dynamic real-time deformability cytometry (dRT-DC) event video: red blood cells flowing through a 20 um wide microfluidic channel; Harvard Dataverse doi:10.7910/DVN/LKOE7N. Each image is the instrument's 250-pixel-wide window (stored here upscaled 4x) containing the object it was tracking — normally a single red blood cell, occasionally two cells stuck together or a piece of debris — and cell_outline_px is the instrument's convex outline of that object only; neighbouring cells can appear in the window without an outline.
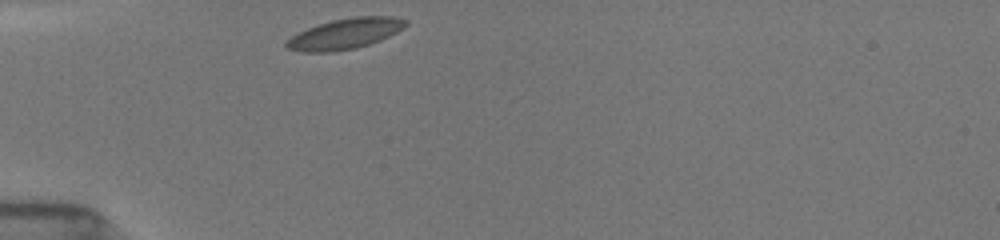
{"species": "common noctule bat (a hibernating species)", "species_latin": "Nyctalus noctula", "temperature_condition": "room temperature", "stored_images_in_passage": 30, "camera_frame_rate_fps": 3000, "um_per_image_px": 0.085, "animal": {"sex": "female", "body_mass_g": 19.5, "forearm_length_mm": 54.1}, "frame": {"image": 1, "passage_image": 1, "time_ms": 0.0, "image_size_px": [1000, 240], "cell_outline_px": [[408, 24], [404, 28], [380, 40], [356, 48], [332, 52], [300, 52], [288, 48], [284, 44], [292, 36], [308, 28], [332, 20], [352, 16], [392, 16], [408, 20]], "centroid_in_image_um": [29.36, 2.86], "position_along_channel_um": 55.6, "area_um2": 21.15}}
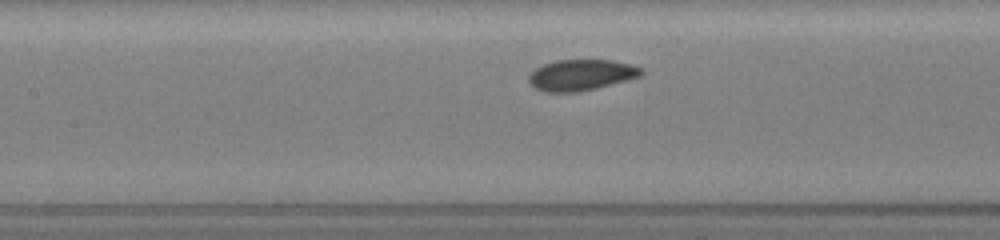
{"frame": {"image": 2, "passage_image": 10, "time_ms": 3.0, "image_size_px": [1000, 240], "cell_outline_px": [[644, 72], [640, 76], [628, 80], [580, 92], [544, 92], [536, 88], [528, 80], [528, 76], [536, 68], [544, 64], [556, 60], [612, 60], [632, 64], [644, 68]], "centroid_in_image_um": [49.44, 6.37], "position_along_channel_um": 158.0, "area_um2": 20.4}}
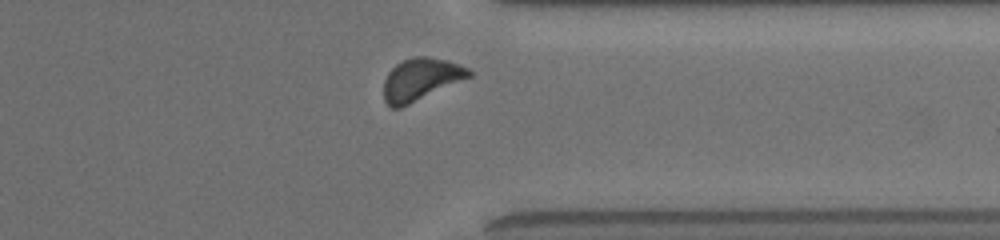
{"frame": {"image": 3, "passage_image": 27, "time_ms": 8.667, "image_size_px": [1000, 240], "cell_outline_px": [[472, 76], [400, 108], [392, 108], [384, 100], [384, 80], [388, 72], [396, 64], [404, 60], [416, 56], [428, 56], [448, 60], [460, 64], [468, 68], [472, 72]], "centroid_in_image_um": [35.77, 6.73], "position_along_channel_um": 375.6, "area_um2": 20.92}, "authors_computed_cell_mechanics": {"area_um2": 20.4034, "velocity_mm_per_s": 3.8599, "shape_relaxation_time_tau1_ms": 2.4966, "shape_relaxation_time_tau2_ms": 6.777, "deformation_change_tau1": 0.0808, "deformation_change_tau2": 0.1018}}